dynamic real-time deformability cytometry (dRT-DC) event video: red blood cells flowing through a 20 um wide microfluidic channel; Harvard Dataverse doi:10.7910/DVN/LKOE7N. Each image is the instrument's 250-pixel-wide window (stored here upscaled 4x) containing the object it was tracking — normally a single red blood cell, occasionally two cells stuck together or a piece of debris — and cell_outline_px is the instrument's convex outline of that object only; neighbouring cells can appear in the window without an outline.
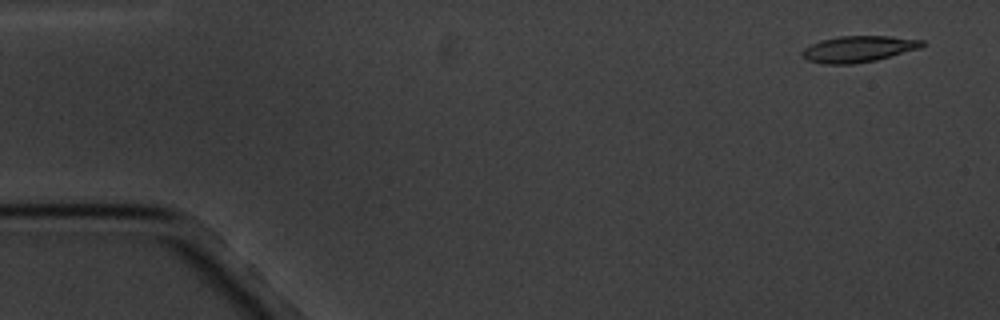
{"species": "common noctule bat (a hibernating species)", "species_latin": "Nyctalus noctula", "temperature_condition": "cold", "stored_images_in_passage": 4, "camera_frame_rate_fps": 3000, "um_per_image_px": 0.085, "animal": {"sex": "male", "body_mass_g": 20.1, "forearm_length_mm": 53.5}, "frame": {"image": 1, "passage_image": 1, "time_ms": 0.0, "image_size_px": [1000, 320], "cell_outline_px": [[928, 44], [920, 48], [876, 60], [852, 64], [824, 64], [808, 60], [800, 56], [800, 52], [804, 48], [820, 40], [840, 36], [888, 36], [924, 40]], "centroid_in_image_um": [72.96, 4.16], "position_along_channel_um": 12.0, "area_um2": 18.44}}